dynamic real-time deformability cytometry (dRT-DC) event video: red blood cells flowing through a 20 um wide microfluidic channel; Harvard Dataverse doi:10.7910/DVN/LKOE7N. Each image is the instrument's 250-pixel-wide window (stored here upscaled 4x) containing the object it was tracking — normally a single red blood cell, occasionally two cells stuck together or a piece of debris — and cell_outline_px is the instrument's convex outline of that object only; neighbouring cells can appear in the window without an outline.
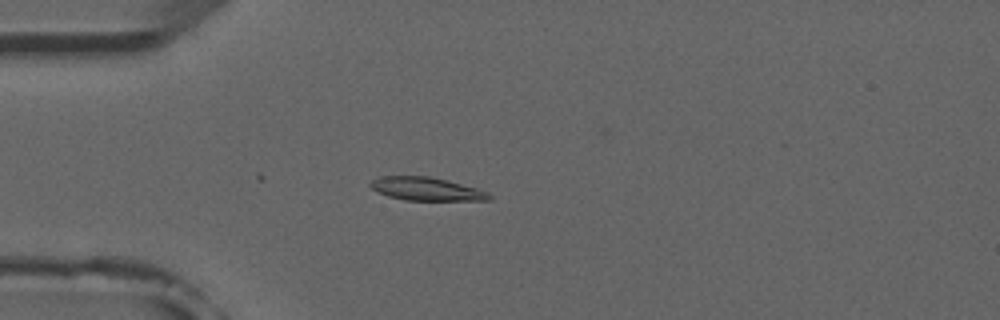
{"species": "common noctule bat (a hibernating species)", "species_latin": "Nyctalus noctula", "temperature_condition": "room temperature", "stored_images_in_passage": 4, "camera_frame_rate_fps": 3000, "um_per_image_px": 0.085, "animal": {"sex": "male", "forearm_length_mm": 52.5}, "frame": {"image": 1, "passage_image": 4, "time_ms": 4.0, "image_size_px": [1000, 320], "cell_outline_px": [[492, 200], [404, 200], [388, 196], [376, 192], [368, 184], [372, 180], [380, 176], [428, 176], [448, 180], [476, 188], [488, 192], [492, 196]], "centroid_in_image_um": [36.22, 16.06], "position_along_channel_um": 48.8, "area_um2": 16.13}}